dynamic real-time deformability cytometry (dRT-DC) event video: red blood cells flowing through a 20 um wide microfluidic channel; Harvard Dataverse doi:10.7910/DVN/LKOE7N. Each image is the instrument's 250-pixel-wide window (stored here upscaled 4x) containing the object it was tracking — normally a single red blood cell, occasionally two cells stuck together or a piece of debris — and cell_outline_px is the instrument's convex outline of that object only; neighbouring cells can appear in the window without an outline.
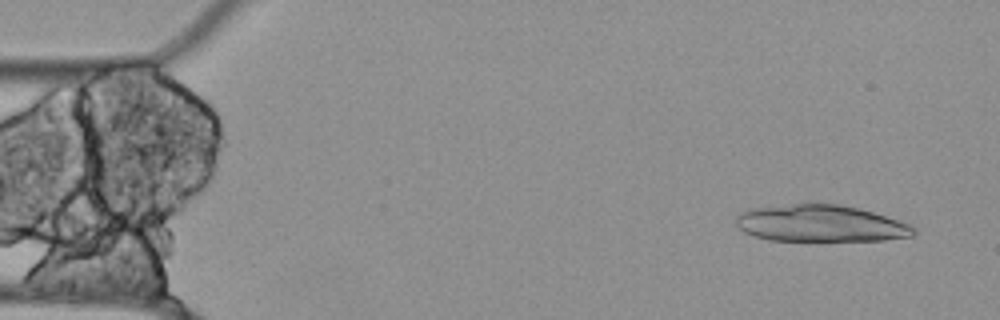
{"species": "Egyptian fruit bat (a non-hibernating species)", "species_latin": "Rousettus aegyptiacus", "temperature_condition": "cold", "stored_images_in_passage": 20, "camera_frame_rate_fps": 3000, "um_per_image_px": 0.085, "animal": {"sex": "female"}, "frame": {"image": 1, "passage_image": 3, "time_ms": 0.667, "image_size_px": [1000, 320], "cell_outline_px": [[916, 232], [912, 236], [884, 240], [772, 240], [756, 236], [744, 232], [736, 224], [736, 216], [740, 212], [748, 208], [804, 200], [840, 204], [860, 208], [908, 224], [916, 228]], "centroid_in_image_um": [69.67, 18.93], "position_along_channel_um": 15.3, "area_um2": 38.96}}
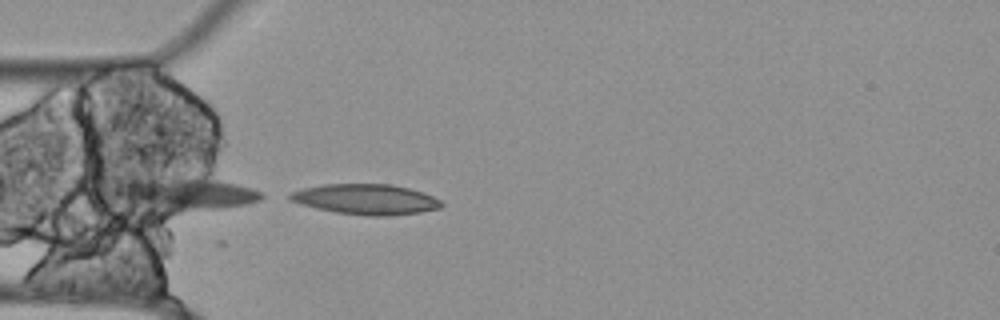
{"frame": {"image": 2, "passage_image": 15, "time_ms": 4.667, "image_size_px": [1000, 320], "cell_outline_px": [[444, 204], [440, 208], [420, 212], [388, 216], [376, 216], [336, 212], [316, 208], [300, 204], [288, 200], [288, 196], [292, 192], [304, 188], [324, 184], [392, 184], [408, 188], [432, 196], [440, 200]], "centroid_in_image_um": [31.09, 16.94], "position_along_channel_um": 53.9, "area_um2": 26.59}}
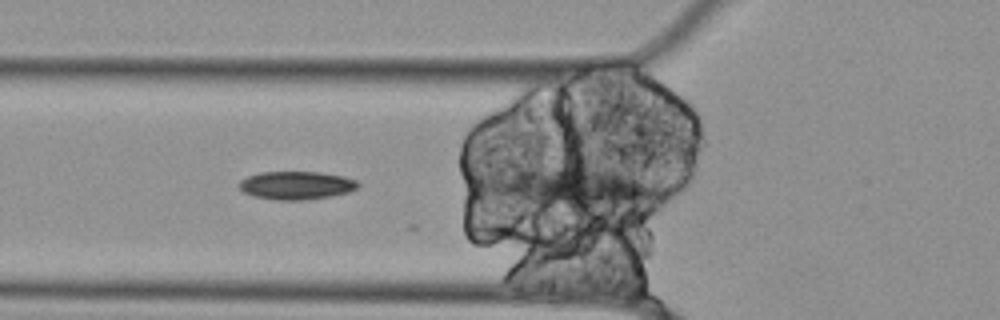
{"frame": {"image": 3, "passage_image": 17, "time_ms": 5.333, "image_size_px": [1000, 320], "cell_outline_px": [[360, 184], [356, 188], [348, 192], [332, 196], [304, 200], [276, 200], [256, 196], [244, 192], [236, 184], [240, 180], [248, 176], [260, 172], [320, 172], [344, 176], [356, 180]], "centroid_in_image_um": [25.19, 15.75], "position_along_channel_um": 100.6, "area_um2": 19.54}}